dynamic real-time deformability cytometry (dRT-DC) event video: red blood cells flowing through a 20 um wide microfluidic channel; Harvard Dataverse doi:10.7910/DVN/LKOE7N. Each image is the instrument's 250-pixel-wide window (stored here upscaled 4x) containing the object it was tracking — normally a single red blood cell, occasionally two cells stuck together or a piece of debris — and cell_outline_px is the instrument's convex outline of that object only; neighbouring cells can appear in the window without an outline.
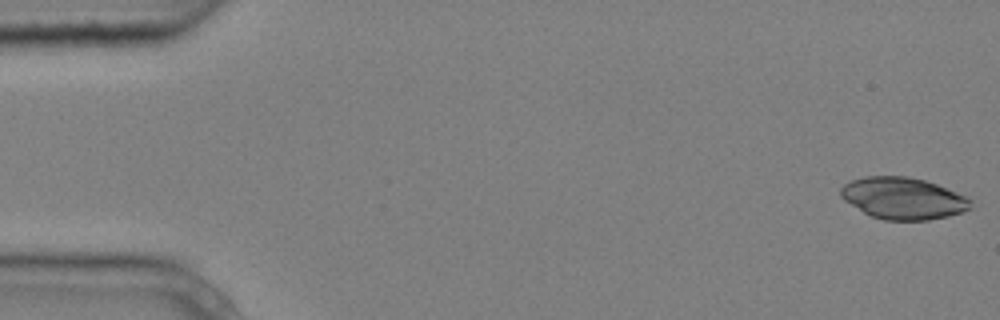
{"species": "common noctule bat (a hibernating species)", "species_latin": "Nyctalus noctula", "temperature_condition": "cold", "stored_images_in_passage": 4, "camera_frame_rate_fps": 3000, "um_per_image_px": 0.085, "animal": {"sex": "male", "body_mass_g": 20.4}, "frame": {"image": 1, "passage_image": 1, "time_ms": 0.0, "image_size_px": [1000, 320], "cell_outline_px": [[972, 200], [968, 208], [960, 212], [948, 216], [928, 220], [884, 220], [872, 216], [864, 212], [844, 200], [840, 196], [840, 188], [844, 184], [852, 180], [864, 176], [908, 176], [924, 180], [936, 184], [964, 196]], "centroid_in_image_um": [76.71, 16.85], "position_along_channel_um": 8.3, "area_um2": 31.27}}